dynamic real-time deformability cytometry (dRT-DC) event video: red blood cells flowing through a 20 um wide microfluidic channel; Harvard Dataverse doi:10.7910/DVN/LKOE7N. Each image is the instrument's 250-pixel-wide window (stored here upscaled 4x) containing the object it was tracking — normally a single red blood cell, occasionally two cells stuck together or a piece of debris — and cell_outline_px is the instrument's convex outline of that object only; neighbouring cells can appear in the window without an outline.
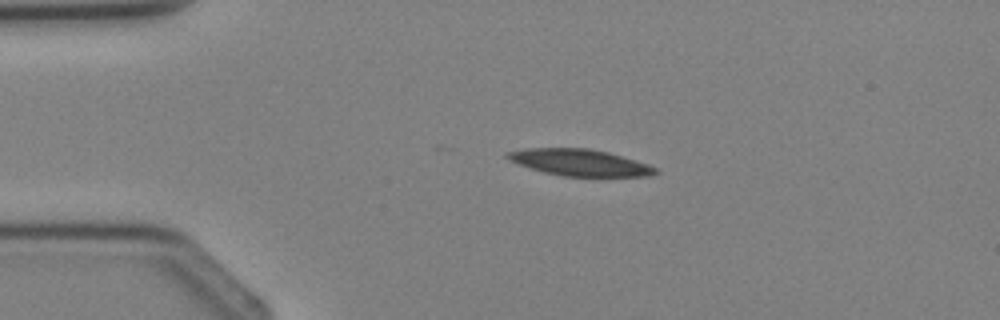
{"species": "Egyptian fruit bat (a non-hibernating species)", "species_latin": "Rousettus aegyptiacus", "temperature_condition": "cold", "stored_images_in_passage": 2, "camera_frame_rate_fps": 3000, "um_per_image_px": 0.085, "animal": {"sex": "female"}, "frame": {"image": 1, "passage_image": 1, "time_ms": 0.0, "image_size_px": [1000, 320], "cell_outline_px": [[660, 172], [648, 176], [564, 176], [544, 172], [528, 168], [504, 156], [504, 152], [524, 148], [588, 148], [608, 152], [636, 160], [648, 164], [656, 168]], "centroid_in_image_um": [49.27, 13.8], "position_along_channel_um": 35.7, "area_um2": 22.89}}